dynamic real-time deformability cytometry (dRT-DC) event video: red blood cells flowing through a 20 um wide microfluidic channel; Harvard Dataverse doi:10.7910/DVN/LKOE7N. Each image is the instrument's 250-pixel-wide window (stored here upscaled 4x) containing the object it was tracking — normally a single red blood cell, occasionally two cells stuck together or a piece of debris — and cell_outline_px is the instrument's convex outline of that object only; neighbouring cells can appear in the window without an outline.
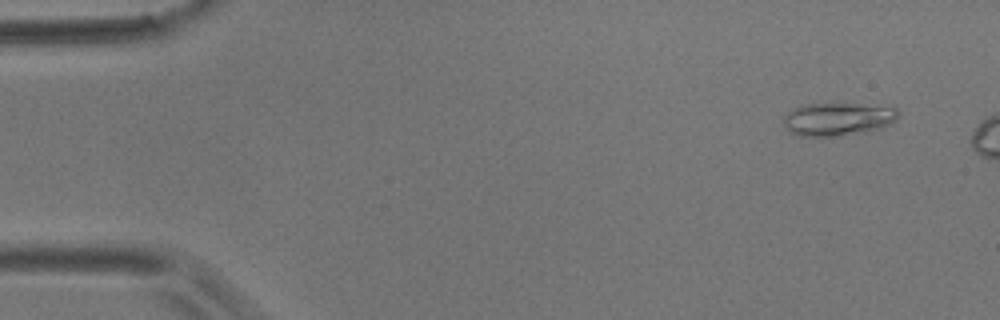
{"species": "common noctule bat (a hibernating species)", "species_latin": "Nyctalus noctula", "temperature_condition": "room temperature", "stored_images_in_passage": 9, "camera_frame_rate_fps": 3000, "um_per_image_px": 0.085, "animal": {"sex": "male", "body_mass_g": 17.9}, "frame": {"image": 1, "passage_image": 3, "time_ms": 0.667, "image_size_px": [1000, 320], "cell_outline_px": [[900, 112], [896, 120], [892, 124], [884, 128], [868, 132], [840, 136], [796, 136], [784, 124], [784, 116], [792, 108], [804, 104], [856, 104], [896, 108]], "centroid_in_image_um": [71.25, 10.14], "position_along_channel_um": 13.7, "area_um2": 22.25}}